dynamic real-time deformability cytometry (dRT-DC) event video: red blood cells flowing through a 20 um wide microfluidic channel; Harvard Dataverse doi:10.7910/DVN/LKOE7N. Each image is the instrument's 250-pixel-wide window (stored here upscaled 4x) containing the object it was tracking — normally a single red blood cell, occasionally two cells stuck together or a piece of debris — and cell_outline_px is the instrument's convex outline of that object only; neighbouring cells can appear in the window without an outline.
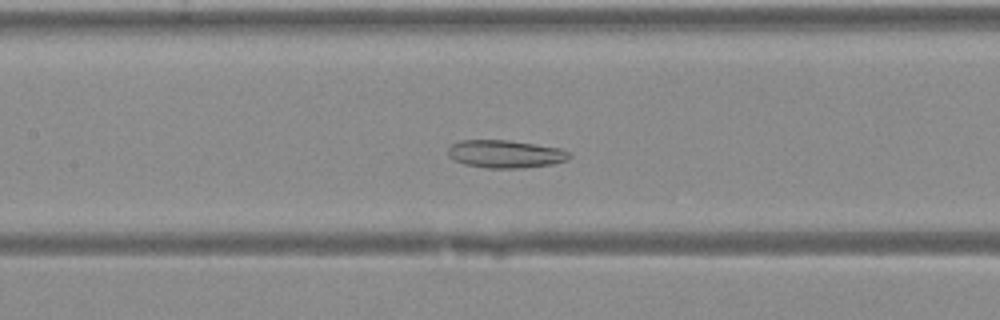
{"species": "Egyptian fruit bat (a non-hibernating species)", "species_latin": "Rousettus aegyptiacus", "temperature_condition": "warm", "stored_images_in_passage": 44, "camera_frame_rate_fps": 3000, "um_per_image_px": 0.085, "animal": {"sex": "female"}, "frame": {"image": 1, "passage_image": 21, "time_ms": 6.667, "image_size_px": [1000, 320], "cell_outline_px": [[572, 156], [568, 160], [552, 164], [524, 168], [484, 168], [464, 164], [448, 156], [448, 148], [452, 144], [460, 140], [508, 140], [560, 148], [572, 152]], "centroid_in_image_um": [42.99, 13.09], "position_along_channel_um": 164.4, "area_um2": 19.83}}
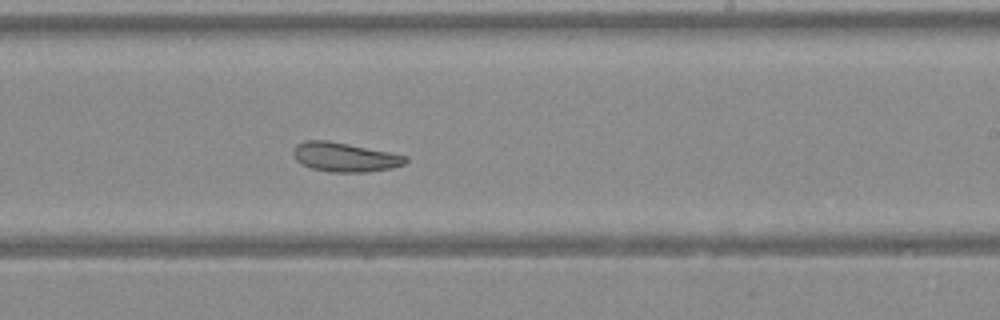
{"frame": {"image": 2, "passage_image": 27, "time_ms": 8.667, "image_size_px": [1000, 320], "cell_outline_px": [[408, 160], [404, 164], [392, 168], [368, 172], [332, 172], [312, 168], [296, 160], [292, 152], [296, 144], [304, 140], [328, 140], [408, 156]], "centroid_in_image_um": [29.3, 13.35], "position_along_channel_um": 259.7, "area_um2": 19.02}}
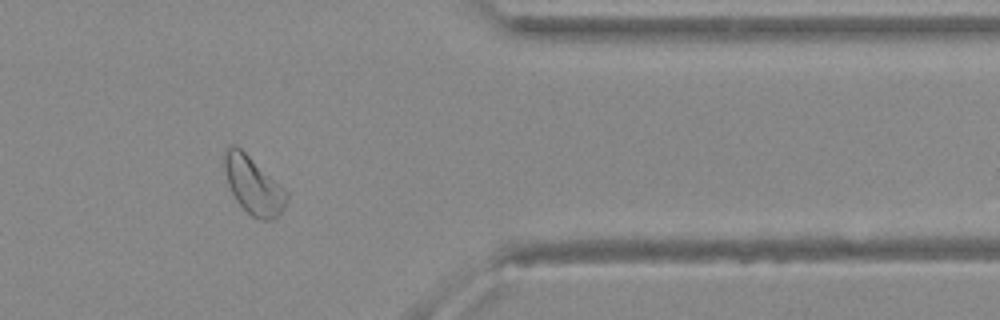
{"frame": {"image": 3, "passage_image": 36, "time_ms": 11.667, "image_size_px": [1000, 320], "cell_outline_px": [[288, 200], [280, 216], [276, 220], [260, 220], [252, 216], [236, 200], [228, 184], [224, 168], [224, 148], [232, 144], [240, 148], [284, 188], [288, 192]], "centroid_in_image_um": [21.55, 15.78], "position_along_channel_um": 389.8, "area_um2": 20.81}}